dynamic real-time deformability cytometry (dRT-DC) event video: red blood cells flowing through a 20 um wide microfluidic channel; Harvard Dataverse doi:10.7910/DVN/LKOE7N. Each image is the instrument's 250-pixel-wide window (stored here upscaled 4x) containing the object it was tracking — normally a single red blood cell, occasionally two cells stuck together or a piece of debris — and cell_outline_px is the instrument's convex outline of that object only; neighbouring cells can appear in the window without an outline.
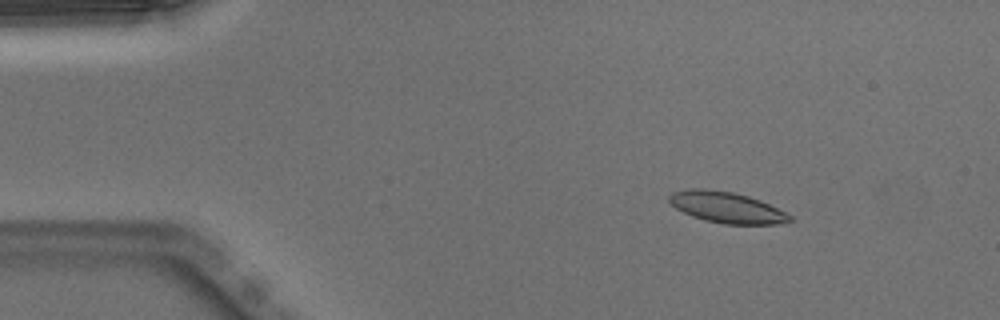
{"species": "Egyptian fruit bat (a non-hibernating species)", "species_latin": "Rousettus aegyptiacus", "temperature_condition": "warm", "stored_images_in_passage": 47, "camera_frame_rate_fps": 3000, "um_per_image_px": 0.085, "animal": {"sex": "male"}, "frame": {"image": 1, "passage_image": 3, "time_ms": 0.667, "image_size_px": [1000, 320], "cell_outline_px": [[792, 220], [776, 224], [724, 224], [704, 220], [692, 216], [676, 208], [668, 200], [668, 196], [672, 192], [688, 188], [708, 188], [732, 192], [748, 196], [760, 200], [792, 216]], "centroid_in_image_um": [61.72, 17.61], "position_along_channel_um": 23.3, "area_um2": 21.73}}
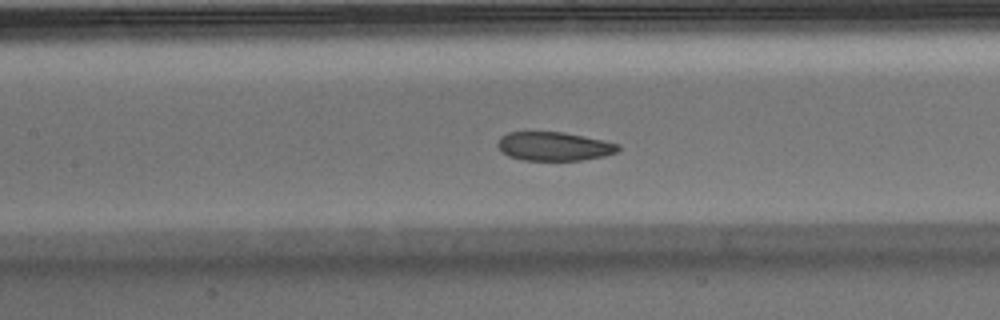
{"frame": {"image": 2, "passage_image": 19, "time_ms": 6.0, "image_size_px": [1000, 320], "cell_outline_px": [[620, 148], [616, 152], [604, 156], [580, 160], [524, 160], [508, 156], [500, 152], [496, 144], [500, 136], [508, 132], [564, 132], [620, 144]], "centroid_in_image_um": [47.04, 12.43], "position_along_channel_um": 160.4, "area_um2": 20.23}}
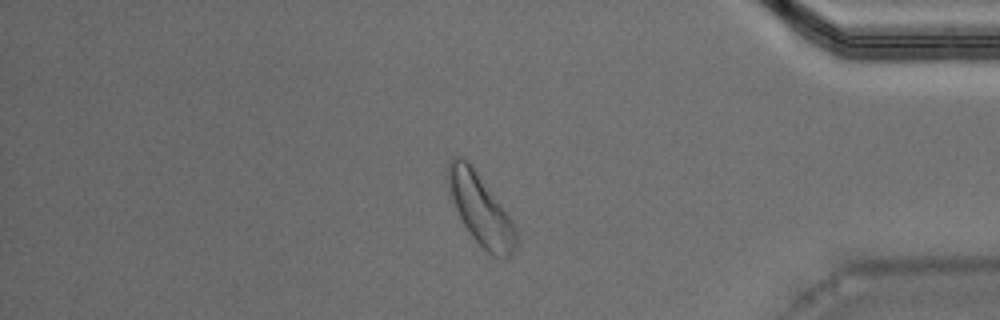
{"frame": {"image": 3, "passage_image": 39, "time_ms": 12.667, "image_size_px": [1000, 320], "cell_outline_px": [[520, 244], [512, 256], [492, 256], [472, 236], [464, 224], [456, 208], [448, 188], [448, 164], [456, 156], [464, 156], [472, 164], [504, 208], [512, 220], [516, 228]], "centroid_in_image_um": [40.9, 17.81], "position_along_channel_um": 394.3, "area_um2": 28.03}, "authors_computed_cell_mechanics": {"area_um2": 22.0796, "velocity_mm_per_s": 3.9492, "shape_relaxation_time_tau1_ms": 2.7303, "shape_relaxation_time_tau2_ms": 2.433, "deformation_change_tau1": 0.09, "deformation_change_tau2": 0.0724}}